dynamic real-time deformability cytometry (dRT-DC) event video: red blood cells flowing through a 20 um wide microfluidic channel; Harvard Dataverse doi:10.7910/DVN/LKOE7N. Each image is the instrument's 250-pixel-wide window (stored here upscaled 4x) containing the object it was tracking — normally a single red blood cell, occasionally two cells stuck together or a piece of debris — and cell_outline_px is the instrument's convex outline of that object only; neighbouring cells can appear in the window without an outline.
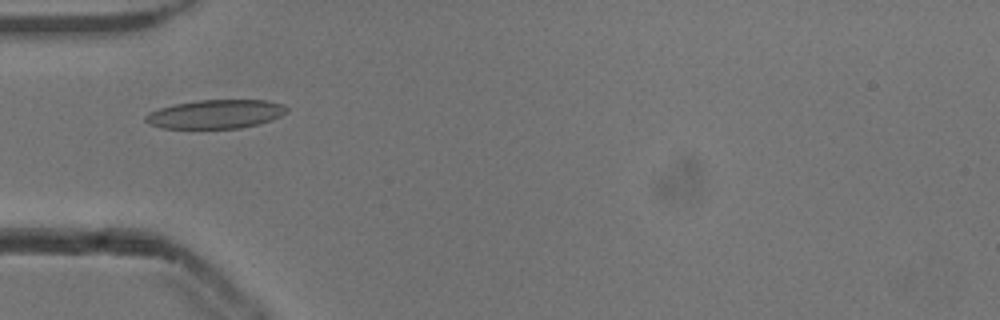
{"species": "common noctule bat (a hibernating species)", "species_latin": "Nyctalus noctula", "temperature_condition": "cold", "stored_images_in_passage": 37, "camera_frame_rate_fps": 3000, "um_per_image_px": 0.085, "animal": {"sex": "male", "body_mass_g": 13.3}, "frame": {"image": 1, "passage_image": 1, "time_ms": 0.0, "image_size_px": [1000, 320], "cell_outline_px": [[288, 112], [272, 120], [240, 128], [160, 128], [148, 124], [144, 120], [144, 116], [148, 112], [172, 104], [196, 100], [268, 100], [284, 104], [288, 108]], "centroid_in_image_um": [18.31, 9.69], "position_along_channel_um": 66.7, "area_um2": 23.93}}
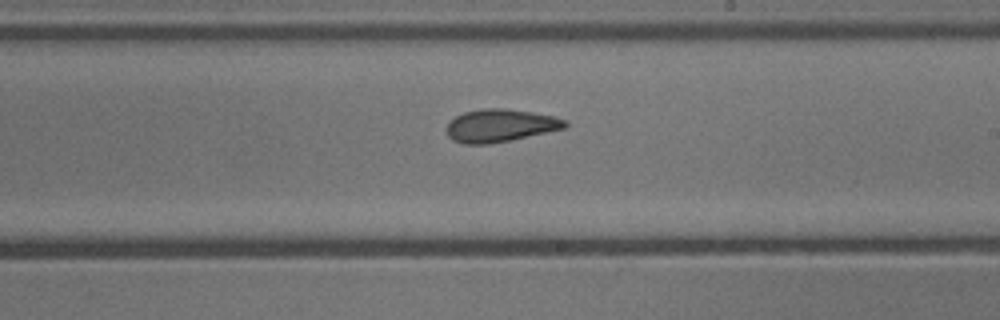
{"frame": {"image": 2, "passage_image": 15, "time_ms": 4.667, "image_size_px": [1000, 320], "cell_outline_px": [[568, 128], [488, 144], [464, 144], [452, 140], [448, 136], [448, 124], [456, 116], [464, 112], [480, 108], [504, 108], [532, 112], [556, 116], [568, 120]], "centroid_in_image_um": [42.57, 10.66], "position_along_channel_um": 246.4, "area_um2": 22.66}}
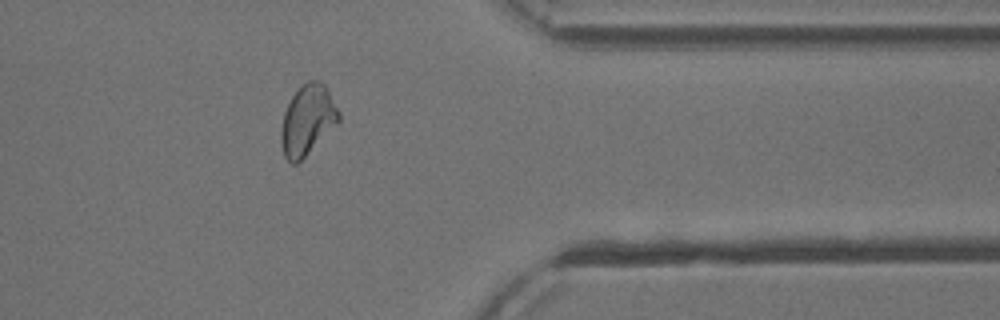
{"frame": {"image": 3, "passage_image": 27, "time_ms": 8.667, "image_size_px": [1000, 320], "cell_outline_px": [[340, 120], [296, 164], [292, 164], [284, 156], [280, 144], [280, 132], [284, 112], [292, 96], [308, 80], [320, 80], [324, 84], [340, 112]], "centroid_in_image_um": [26.11, 10.2], "position_along_channel_um": 385.3, "area_um2": 23.12}, "authors_computed_cell_mechanics": {"area_um2": 22.6576, "velocity_mm_per_s": 3.848, "shape_relaxation_time_tau1_ms": 10.5492, "shape_relaxation_time_tau2_ms": 2.3599, "deformation_change_tau1": 0.2025, "deformation_change_tau2": 0.0919}}